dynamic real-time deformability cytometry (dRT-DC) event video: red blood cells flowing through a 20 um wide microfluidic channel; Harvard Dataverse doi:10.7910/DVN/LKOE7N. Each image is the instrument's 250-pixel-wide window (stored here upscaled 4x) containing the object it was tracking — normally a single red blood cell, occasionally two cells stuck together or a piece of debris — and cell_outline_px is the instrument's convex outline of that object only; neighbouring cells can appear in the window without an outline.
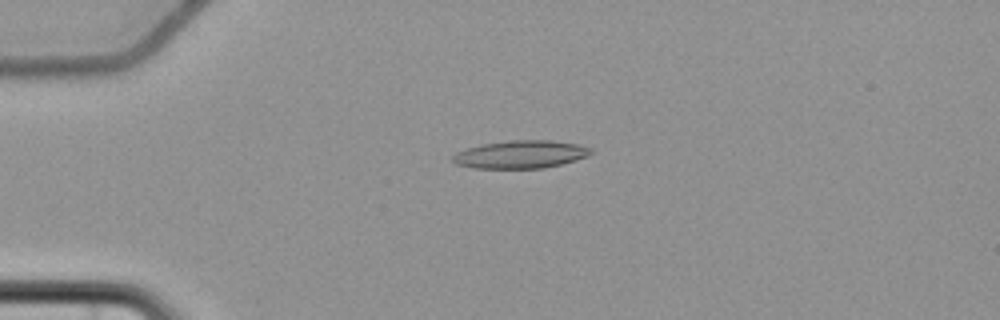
{"species": "common noctule bat (a hibernating species)", "species_latin": "Nyctalus noctula", "temperature_condition": "cold", "stored_images_in_passage": 4, "camera_frame_rate_fps": 3000, "um_per_image_px": 0.085, "animal": {"sex": "female", "body_mass_g": 22.7, "forearm_length_mm": 54.2}, "frame": {"image": 1, "passage_image": 2, "time_ms": 1.667, "image_size_px": [1000, 320], "cell_outline_px": [[596, 152], [588, 156], [576, 160], [544, 168], [472, 168], [456, 164], [452, 160], [452, 156], [456, 152], [480, 144], [512, 140], [552, 140], [576, 144], [592, 148]], "centroid_in_image_um": [44.27, 13.12], "position_along_channel_um": 40.7, "area_um2": 22.54}}
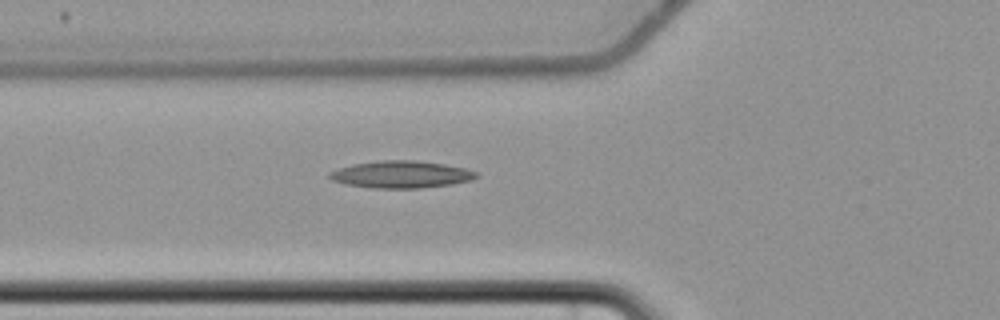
{"frame": {"image": 2, "passage_image": 4, "time_ms": 4.0, "image_size_px": [1000, 320], "cell_outline_px": [[480, 176], [472, 180], [452, 184], [420, 188], [368, 188], [344, 184], [332, 180], [328, 176], [328, 172], [352, 164], [380, 160], [416, 160], [444, 164], [464, 168], [476, 172]], "centroid_in_image_um": [34.08, 14.83], "position_along_channel_um": 91.7, "area_um2": 23.35}}